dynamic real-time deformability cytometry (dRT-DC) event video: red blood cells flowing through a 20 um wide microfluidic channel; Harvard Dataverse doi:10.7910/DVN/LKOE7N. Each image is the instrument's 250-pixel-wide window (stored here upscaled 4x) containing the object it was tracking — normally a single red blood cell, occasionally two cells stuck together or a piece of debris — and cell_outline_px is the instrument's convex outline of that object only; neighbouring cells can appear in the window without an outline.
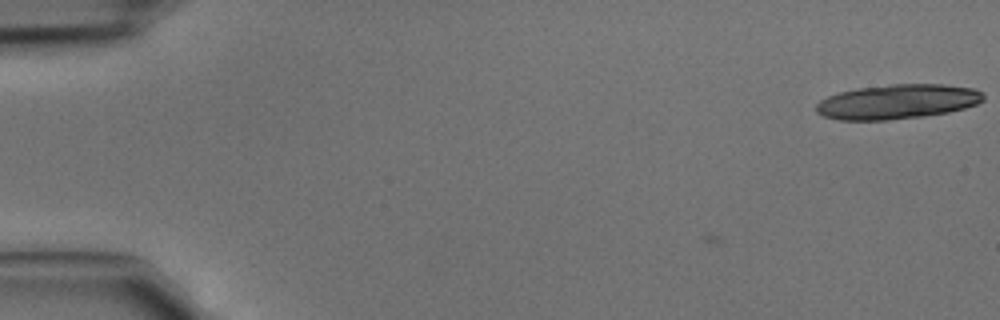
{"species": "common noctule bat (a hibernating species)", "species_latin": "Nyctalus noctula", "temperature_condition": "cold", "stored_images_in_passage": 3, "camera_frame_rate_fps": 3000, "um_per_image_px": 0.085, "animal": {"sex": "male", "body_mass_g": 15.6}, "frame": {"image": 1, "passage_image": 3, "time_ms": 0.667, "image_size_px": [1000, 320], "cell_outline_px": [[984, 100], [976, 104], [964, 108], [948, 112], [924, 116], [888, 120], [840, 120], [824, 116], [816, 112], [816, 104], [820, 100], [828, 96], [840, 92], [856, 88], [892, 84], [944, 84], [972, 88], [984, 92]], "centroid_in_image_um": [76.28, 8.64], "position_along_channel_um": 8.7, "area_um2": 33.81}}